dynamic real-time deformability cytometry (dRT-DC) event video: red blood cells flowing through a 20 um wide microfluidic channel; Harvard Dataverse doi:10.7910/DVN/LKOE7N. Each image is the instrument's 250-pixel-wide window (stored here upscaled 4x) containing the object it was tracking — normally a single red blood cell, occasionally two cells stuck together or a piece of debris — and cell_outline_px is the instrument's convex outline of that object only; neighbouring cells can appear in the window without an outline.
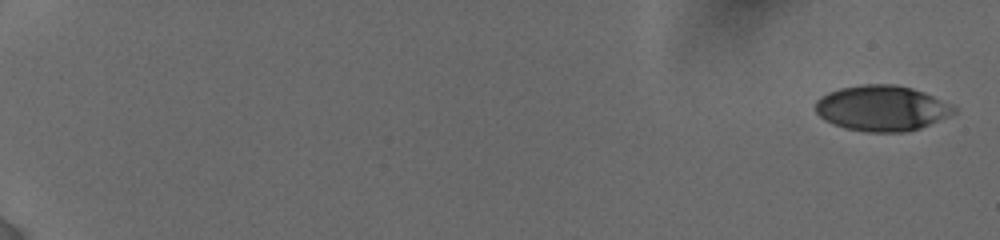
{"species": "human", "species_latin": "Homo sapiens", "temperature_condition": "cold", "stored_images_in_passage": 15, "camera_frame_rate_fps": 3000, "um_per_image_px": 0.085, "donor": {"sex": "female"}, "frame": {"image": 1, "passage_image": 1, "time_ms": 0.0, "image_size_px": [1000, 240], "cell_outline_px": [[956, 112], [948, 116], [920, 128], [904, 132], [868, 132], [844, 128], [824, 120], [816, 112], [816, 100], [820, 96], [828, 92], [840, 88], [864, 84], [896, 84], [912, 88], [924, 92], [952, 104], [956, 108]], "centroid_in_image_um": [74.95, 9.19], "position_along_channel_um": 10.1, "area_um2": 36.76}}
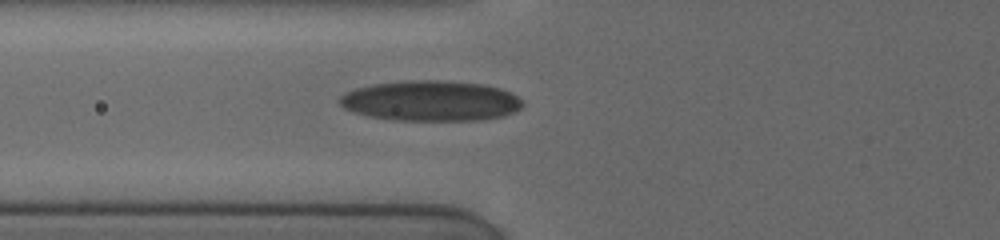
{"frame": {"image": 2, "passage_image": 11, "time_ms": 7.667, "image_size_px": [1000, 240], "cell_outline_px": [[524, 104], [520, 108], [504, 116], [484, 120], [396, 120], [368, 116], [344, 108], [340, 104], [340, 96], [356, 88], [372, 84], [412, 80], [436, 80], [484, 84], [500, 88], [524, 100]], "centroid_in_image_um": [36.65, 8.57], "position_along_channel_um": 89.2, "area_um2": 42.89}}
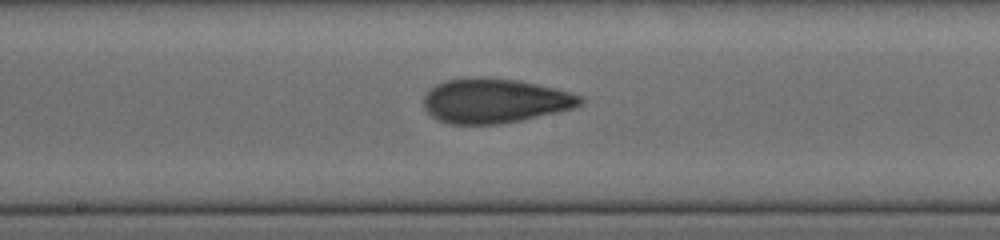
{"frame": {"image": 3, "passage_image": 15, "time_ms": 10.667, "image_size_px": [1000, 240], "cell_outline_px": [[584, 100], [580, 104], [572, 108], [556, 112], [520, 120], [496, 124], [452, 124], [436, 120], [424, 108], [424, 96], [436, 84], [444, 80], [516, 80], [536, 84], [568, 92], [580, 96]], "centroid_in_image_um": [42.02, 8.61], "position_along_channel_um": 206.2, "area_um2": 39.19}}